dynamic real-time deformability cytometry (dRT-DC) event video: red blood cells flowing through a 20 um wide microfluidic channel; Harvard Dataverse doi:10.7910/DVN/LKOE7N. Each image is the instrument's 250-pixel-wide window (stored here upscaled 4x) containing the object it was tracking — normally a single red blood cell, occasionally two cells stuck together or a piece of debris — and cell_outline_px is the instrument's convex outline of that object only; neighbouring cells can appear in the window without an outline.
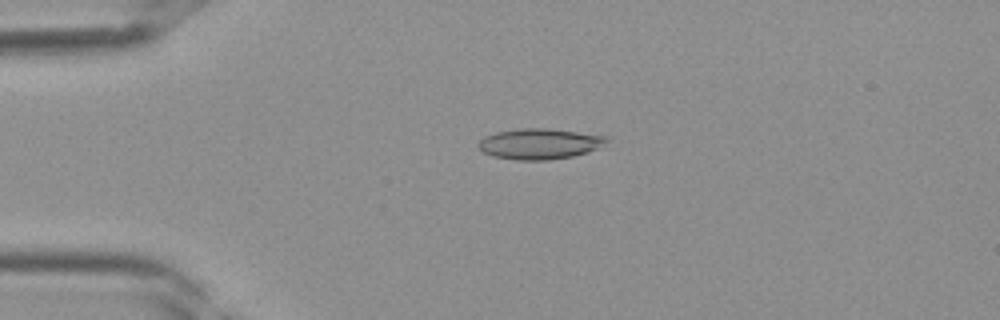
{"species": "Egyptian fruit bat (a non-hibernating species)", "species_latin": "Rousettus aegyptiacus", "temperature_condition": "room temperature", "stored_images_in_passage": 39, "camera_frame_rate_fps": 3000, "um_per_image_px": 0.085, "frame": {"image": 1, "passage_image": 9, "time_ms": 2.667, "image_size_px": [1000, 320], "cell_outline_px": [[608, 140], [596, 148], [588, 152], [572, 156], [548, 160], [516, 160], [492, 156], [484, 152], [476, 144], [484, 136], [496, 132], [520, 128], [548, 128], [608, 136]], "centroid_in_image_um": [45.82, 12.22], "position_along_channel_um": 39.2, "area_um2": 22.83}}
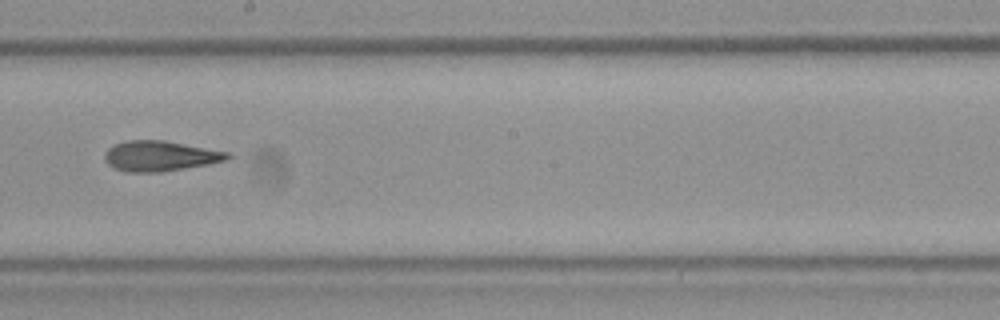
{"frame": {"image": 2, "passage_image": 22, "time_ms": 7.0, "image_size_px": [1000, 320], "cell_outline_px": [[232, 156], [228, 160], [208, 164], [160, 172], [124, 172], [108, 164], [104, 160], [104, 152], [108, 148], [116, 144], [128, 140], [164, 140], [232, 152]], "centroid_in_image_um": [13.64, 13.25], "position_along_channel_um": 234.6, "area_um2": 21.85}}
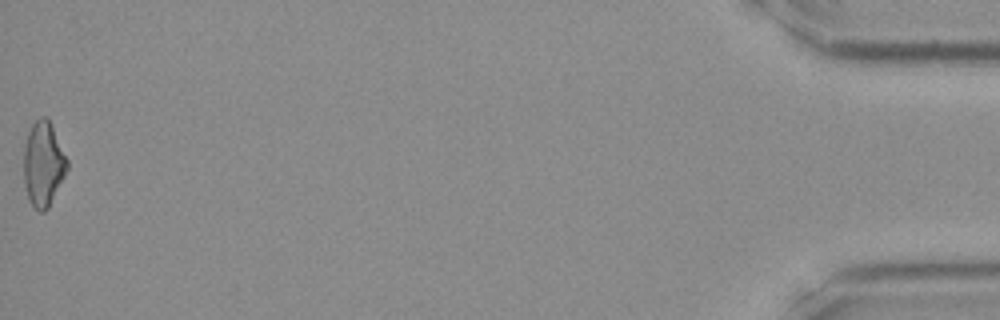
{"frame": {"image": 3, "passage_image": 39, "time_ms": 12.667, "image_size_px": [1000, 320], "cell_outline_px": [[68, 168], [48, 208], [44, 212], [40, 212], [28, 200], [24, 184], [24, 144], [28, 132], [32, 124], [40, 116], [48, 116], [68, 160]], "centroid_in_image_um": [3.67, 13.91], "position_along_channel_um": 431.5, "area_um2": 21.5}}